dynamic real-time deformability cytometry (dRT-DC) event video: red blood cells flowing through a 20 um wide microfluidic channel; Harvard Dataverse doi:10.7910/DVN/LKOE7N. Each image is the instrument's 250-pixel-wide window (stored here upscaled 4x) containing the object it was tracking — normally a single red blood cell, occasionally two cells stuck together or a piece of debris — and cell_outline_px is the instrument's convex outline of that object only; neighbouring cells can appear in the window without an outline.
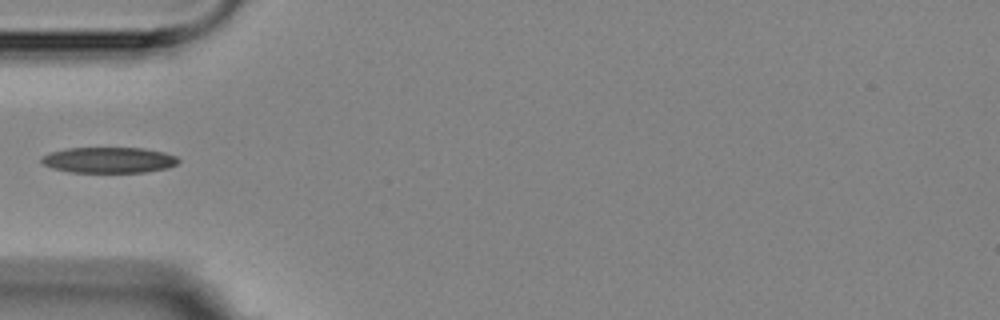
{"species": "Egyptian fruit bat (a non-hibernating species)", "species_latin": "Rousettus aegyptiacus", "temperature_condition": "room temperature", "stored_images_in_passage": 1, "camera_frame_rate_fps": 3000, "um_per_image_px": 0.085, "animal": {"sex": "female"}, "frame": {"image": 1, "passage_image": 1, "time_ms": 0.0, "image_size_px": [1000, 320], "cell_outline_px": [[180, 160], [176, 164], [168, 168], [144, 172], [68, 172], [52, 168], [44, 164], [40, 160], [40, 156], [48, 152], [68, 148], [144, 148], [164, 152], [176, 156]], "centroid_in_image_um": [9.22, 13.6], "position_along_channel_um": 75.8, "area_um2": 20.69}}